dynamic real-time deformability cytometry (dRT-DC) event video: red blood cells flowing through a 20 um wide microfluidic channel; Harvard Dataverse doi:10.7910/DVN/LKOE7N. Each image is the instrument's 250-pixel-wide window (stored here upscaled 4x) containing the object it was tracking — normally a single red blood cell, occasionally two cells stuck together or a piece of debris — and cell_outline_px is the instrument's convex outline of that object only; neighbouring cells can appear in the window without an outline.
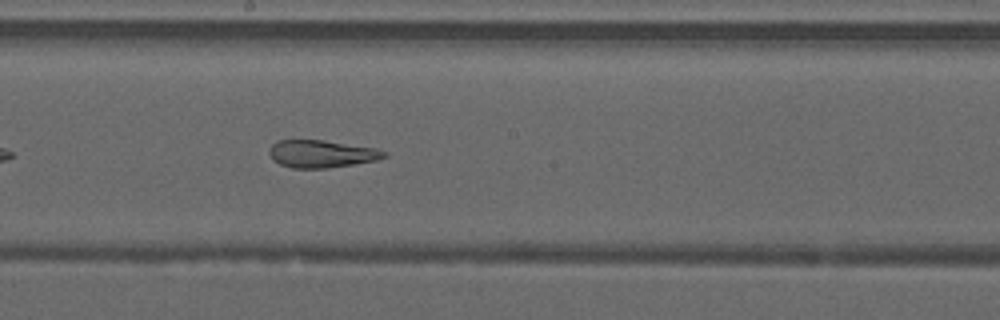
{"species": "common noctule bat (a hibernating species)", "species_latin": "Nyctalus noctula", "temperature_condition": "warm", "stored_images_in_passage": 28, "camera_frame_rate_fps": 3000, "um_per_image_px": 0.085, "animal": {"sex": "male", "forearm_length_mm": 52.5}, "frame": {"image": 1, "passage_image": 13, "time_ms": 4.0, "image_size_px": [1000, 320], "cell_outline_px": [[388, 156], [376, 160], [328, 168], [292, 168], [280, 164], [272, 160], [268, 152], [272, 144], [276, 140], [324, 140], [376, 148], [388, 152]], "centroid_in_image_um": [27.32, 13.07], "position_along_channel_um": 220.9, "area_um2": 18.5}}
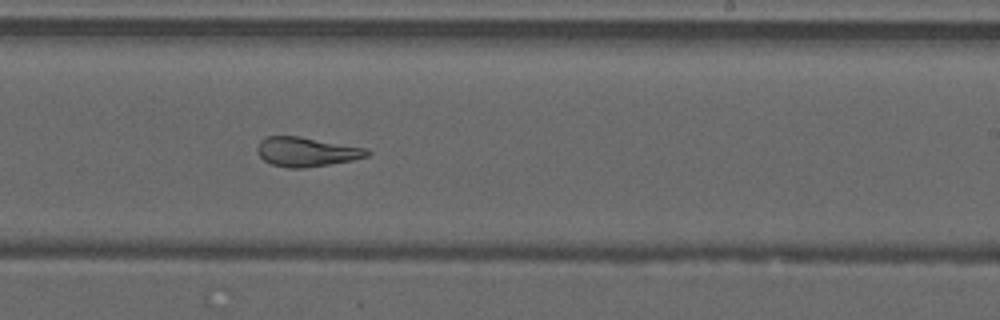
{"frame": {"image": 2, "passage_image": 16, "time_ms": 5.0, "image_size_px": [1000, 320], "cell_outline_px": [[372, 152], [368, 156], [352, 160], [304, 168], [288, 168], [272, 164], [264, 160], [256, 152], [256, 148], [260, 140], [264, 136], [300, 136], [368, 148]], "centroid_in_image_um": [26.05, 12.89], "position_along_channel_um": 263.0, "area_um2": 18.96}, "authors_computed_cell_mechanics": {"area_um2": 19.652, "velocity_mm_per_s": 4.2231, "shape_relaxation_time_tau1_ms": null, "shape_relaxation_time_tau2_ms": 1.3726, "deformation_change_tau1": null, "deformation_change_tau2": 0.114}}